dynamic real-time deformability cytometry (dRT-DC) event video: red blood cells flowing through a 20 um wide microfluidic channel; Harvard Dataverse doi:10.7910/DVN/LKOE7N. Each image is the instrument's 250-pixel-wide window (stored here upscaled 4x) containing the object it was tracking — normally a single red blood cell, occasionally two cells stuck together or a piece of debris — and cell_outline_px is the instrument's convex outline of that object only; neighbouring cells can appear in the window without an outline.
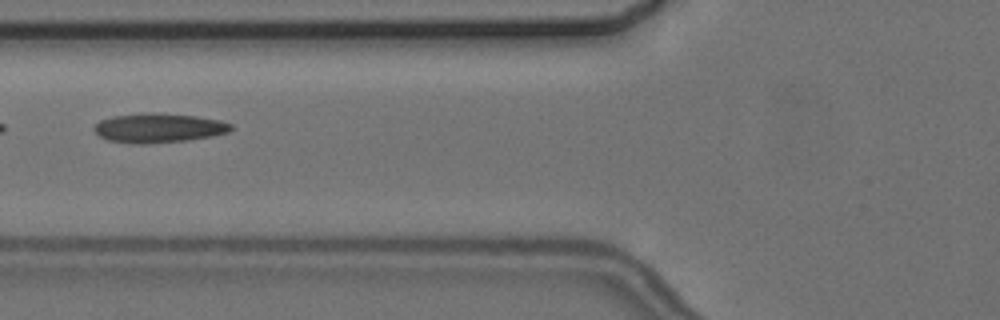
{"species": "common noctule bat (a hibernating species)", "species_latin": "Nyctalus noctula", "temperature_condition": "cold", "stored_images_in_passage": 3, "camera_frame_rate_fps": 3000, "um_per_image_px": 0.085, "animal": {"sex": "female", "body_mass_g": 24.6, "forearm_length_mm": 56.2}, "frame": {"image": 1, "passage_image": 3, "time_ms": 2.333, "image_size_px": [1000, 320], "cell_outline_px": [[232, 128], [228, 132], [212, 136], [188, 140], [144, 144], [136, 144], [108, 140], [100, 136], [92, 128], [100, 120], [112, 116], [152, 112], [196, 116], [220, 120], [232, 124]], "centroid_in_image_um": [13.48, 10.87], "position_along_channel_um": 112.3, "area_um2": 23.35}}